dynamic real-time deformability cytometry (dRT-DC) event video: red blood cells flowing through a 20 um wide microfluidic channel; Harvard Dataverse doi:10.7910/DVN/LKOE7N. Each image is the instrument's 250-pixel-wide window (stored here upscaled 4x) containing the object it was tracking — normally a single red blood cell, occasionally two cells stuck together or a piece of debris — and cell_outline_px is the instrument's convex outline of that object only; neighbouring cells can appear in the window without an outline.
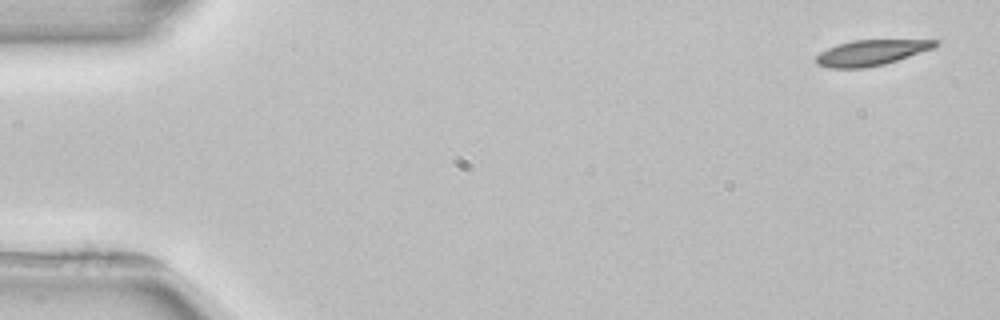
{"species": "common noctule bat (a hibernating species)", "species_latin": "Nyctalus noctula", "temperature_condition": "room temperature", "stored_images_in_passage": 4, "camera_frame_rate_fps": 3000, "um_per_image_px": 0.085, "animal": {"sex": "female", "body_mass_g": 22.7, "forearm_length_mm": 54.2}, "frame": {"image": 1, "passage_image": 1, "time_ms": 0.0, "image_size_px": [1000, 320], "cell_outline_px": [[940, 40], [932, 48], [884, 64], [864, 68], [832, 68], [816, 64], [816, 56], [820, 52], [836, 44], [852, 40]], "centroid_in_image_um": [73.98, 4.47], "position_along_channel_um": 11.0, "area_um2": 17.46}}
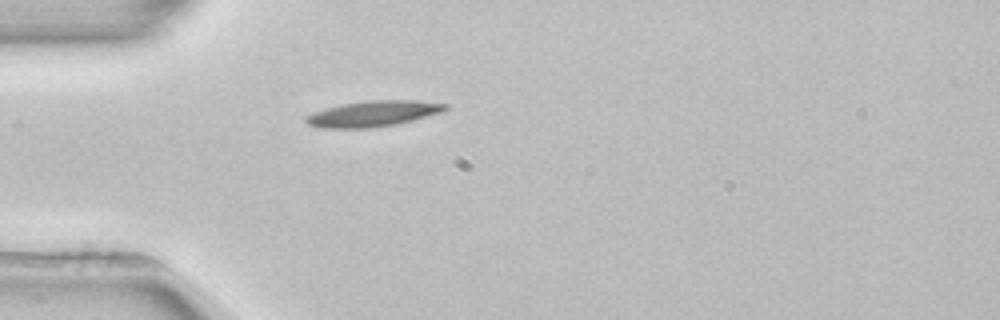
{"frame": {"image": 2, "passage_image": 4, "time_ms": 4.333, "image_size_px": [1000, 320], "cell_outline_px": [[448, 108], [444, 112], [396, 124], [372, 128], [320, 128], [308, 124], [304, 120], [304, 116], [324, 108], [364, 100], [412, 100], [448, 104]], "centroid_in_image_um": [31.7, 9.66], "position_along_channel_um": 53.3, "area_um2": 21.04}}